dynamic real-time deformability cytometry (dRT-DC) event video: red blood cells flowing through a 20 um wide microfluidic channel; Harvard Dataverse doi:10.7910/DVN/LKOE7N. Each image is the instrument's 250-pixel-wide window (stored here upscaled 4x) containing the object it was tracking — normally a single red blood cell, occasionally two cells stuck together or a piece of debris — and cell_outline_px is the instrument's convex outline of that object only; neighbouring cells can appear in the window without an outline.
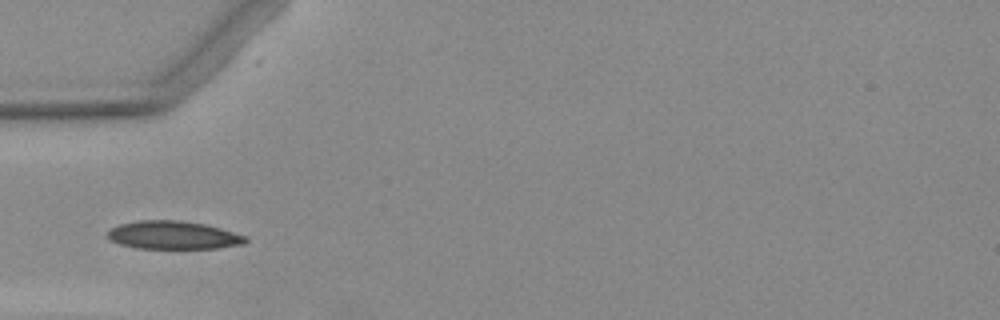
{"species": "Egyptian fruit bat (a non-hibernating species)", "species_latin": "Rousettus aegyptiacus", "temperature_condition": "warm", "stored_images_in_passage": 5, "camera_frame_rate_fps": 3000, "um_per_image_px": 0.085, "animal": {"sex": "female"}, "frame": {"image": 1, "passage_image": 3, "time_ms": 2.667, "image_size_px": [1000, 320], "cell_outline_px": [[248, 240], [244, 244], [216, 248], [136, 248], [120, 244], [112, 240], [108, 236], [108, 232], [112, 228], [120, 224], [140, 220], [180, 220], [204, 224], [220, 228], [248, 236]], "centroid_in_image_um": [14.77, 19.98], "position_along_channel_um": 70.2, "area_um2": 22.48}}
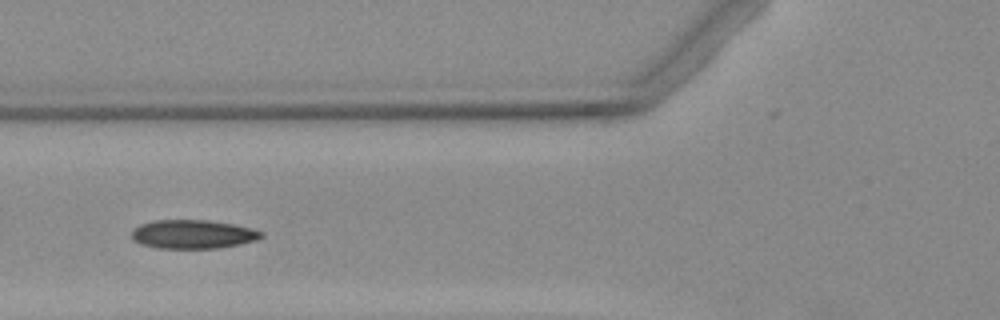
{"frame": {"image": 2, "passage_image": 4, "time_ms": 3.667, "image_size_px": [1000, 320], "cell_outline_px": [[264, 236], [256, 240], [240, 244], [220, 248], [156, 248], [140, 244], [132, 240], [132, 232], [140, 224], [156, 220], [208, 220], [232, 224], [252, 228], [264, 232]], "centroid_in_image_um": [16.41, 19.91], "position_along_channel_um": 109.4, "area_um2": 21.79}}